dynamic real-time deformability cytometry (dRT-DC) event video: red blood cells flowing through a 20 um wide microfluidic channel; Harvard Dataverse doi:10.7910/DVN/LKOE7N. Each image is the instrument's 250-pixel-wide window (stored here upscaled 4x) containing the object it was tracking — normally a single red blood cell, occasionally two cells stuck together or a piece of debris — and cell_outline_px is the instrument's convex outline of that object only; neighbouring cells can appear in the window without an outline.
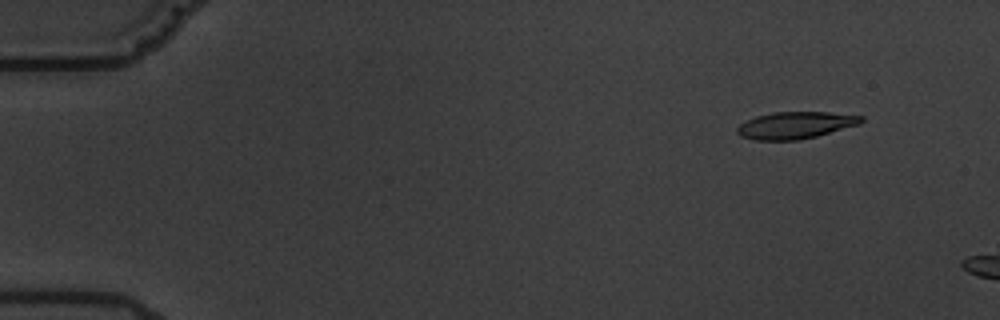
{"species": "common noctule bat (a hibernating species)", "species_latin": "Nyctalus noctula", "temperature_condition": "warm", "stored_images_in_passage": 4, "camera_frame_rate_fps": 3000, "um_per_image_px": 0.085, "animal": {"sex": "male", "body_mass_g": 19.5, "forearm_length_mm": 54.6}, "frame": {"image": 1, "passage_image": 2, "time_ms": 1.0, "image_size_px": [1000, 320], "cell_outline_px": [[864, 120], [860, 124], [816, 136], [800, 140], [756, 140], [740, 136], [736, 132], [736, 128], [740, 124], [756, 116], [772, 112], [828, 112], [864, 116]], "centroid_in_image_um": [67.61, 10.64], "position_along_channel_um": 17.4, "area_um2": 19.48}}